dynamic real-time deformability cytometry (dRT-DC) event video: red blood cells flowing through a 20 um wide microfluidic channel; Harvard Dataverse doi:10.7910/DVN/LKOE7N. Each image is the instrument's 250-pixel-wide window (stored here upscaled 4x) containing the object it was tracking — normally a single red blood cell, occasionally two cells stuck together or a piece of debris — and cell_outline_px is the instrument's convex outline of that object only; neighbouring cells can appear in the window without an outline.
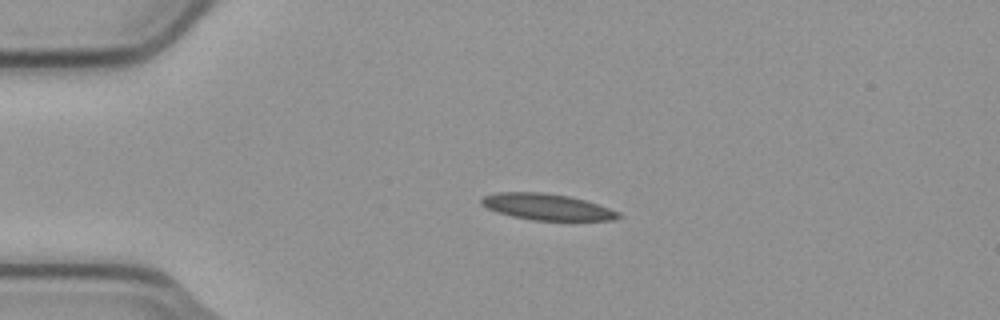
{"species": "common noctule bat (a hibernating species)", "species_latin": "Nyctalus noctula", "temperature_condition": "cold", "stored_images_in_passage": 4, "camera_frame_rate_fps": 3000, "um_per_image_px": 0.085, "animal": {"sex": "male", "body_mass_g": 23.1, "forearm_length_mm": 52.7}, "frame": {"image": 1, "passage_image": 3, "time_ms": 0.667, "image_size_px": [1000, 320], "cell_outline_px": [[624, 216], [612, 220], [532, 220], [512, 216], [496, 212], [480, 204], [480, 200], [484, 196], [500, 192], [540, 192], [568, 196], [584, 200], [620, 212]], "centroid_in_image_um": [46.48, 17.59], "position_along_channel_um": 38.5, "area_um2": 20.81}}